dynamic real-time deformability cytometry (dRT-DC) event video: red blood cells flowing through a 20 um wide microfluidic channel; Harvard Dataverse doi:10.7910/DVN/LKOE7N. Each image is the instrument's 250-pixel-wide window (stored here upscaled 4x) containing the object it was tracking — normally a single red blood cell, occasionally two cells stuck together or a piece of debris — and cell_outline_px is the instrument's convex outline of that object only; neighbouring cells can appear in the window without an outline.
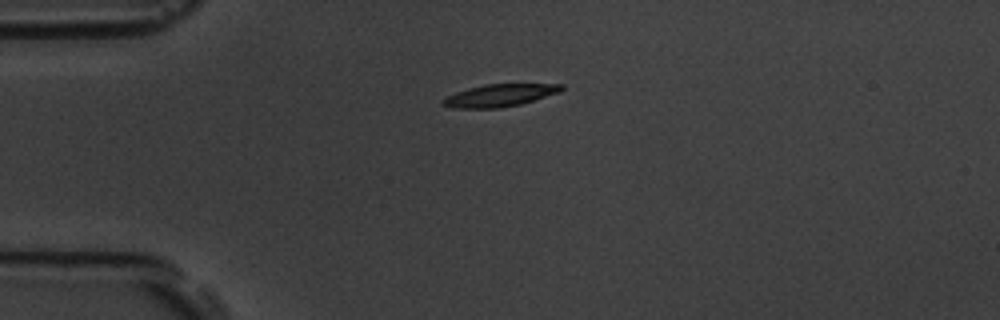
{"species": "common noctule bat (a hibernating species)", "species_latin": "Nyctalus noctula", "temperature_condition": "room temperature", "stored_images_in_passage": 3, "camera_frame_rate_fps": 3000, "um_per_image_px": 0.085, "animal": {"sex": "male", "body_mass_g": 19.5, "forearm_length_mm": 54.6}, "frame": {"image": 1, "passage_image": 1, "time_ms": 0.0, "image_size_px": [1000, 320], "cell_outline_px": [[564, 88], [560, 92], [520, 104], [500, 108], [452, 108], [440, 104], [440, 100], [456, 92], [468, 88], [484, 84], [564, 84]], "centroid_in_image_um": [42.44, 8.11], "position_along_channel_um": 42.6, "area_um2": 15.49}}
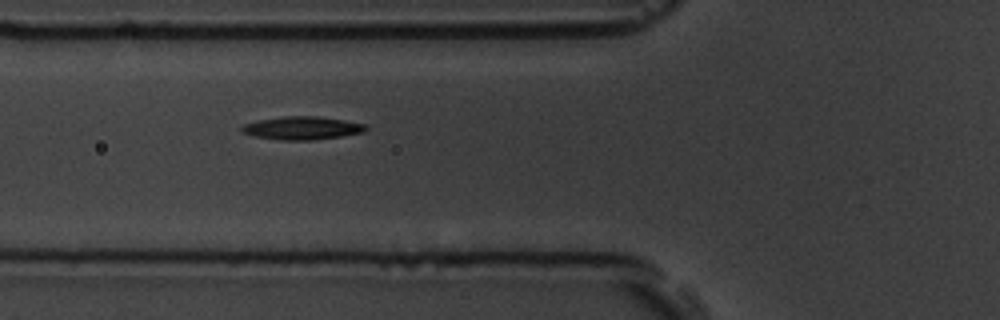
{"frame": {"image": 2, "passage_image": 3, "time_ms": 2.333, "image_size_px": [1000, 320], "cell_outline_px": [[368, 128], [364, 132], [340, 136], [312, 140], [280, 140], [256, 136], [240, 132], [240, 128], [244, 124], [260, 120], [284, 116], [316, 116], [344, 120], [364, 124]], "centroid_in_image_um": [25.66, 10.88], "position_along_channel_um": 100.1, "area_um2": 16.53}}